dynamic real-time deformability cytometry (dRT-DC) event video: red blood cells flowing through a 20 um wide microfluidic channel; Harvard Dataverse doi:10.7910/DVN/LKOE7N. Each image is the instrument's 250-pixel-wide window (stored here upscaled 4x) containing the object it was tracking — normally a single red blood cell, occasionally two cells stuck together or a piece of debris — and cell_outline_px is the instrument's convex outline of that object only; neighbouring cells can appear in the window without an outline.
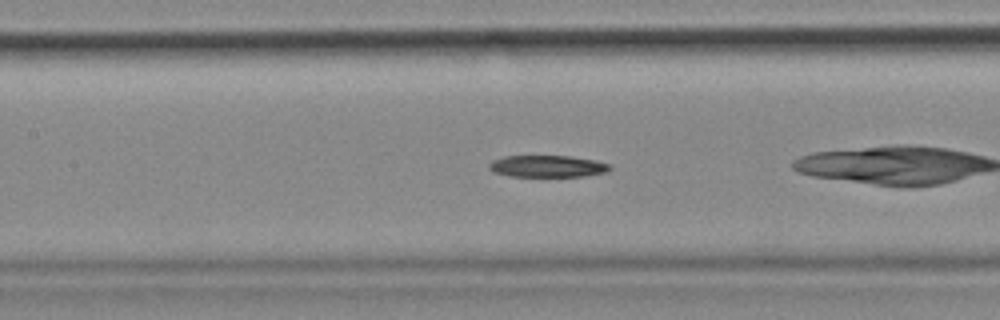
{"species": "common noctule bat (a hibernating species)", "species_latin": "Nyctalus noctula", "temperature_condition": "cold", "stored_images_in_passage": 27, "camera_frame_rate_fps": 3000, "um_per_image_px": 0.085, "animal": {"sex": "female", "body_mass_g": 18.4}, "frame": {"image": 1, "passage_image": 8, "time_ms": 2.333, "image_size_px": [1000, 320], "cell_outline_px": [[612, 168], [604, 172], [584, 176], [508, 176], [492, 172], [488, 168], [488, 164], [492, 160], [504, 156], [572, 156], [596, 160], [612, 164]], "centroid_in_image_um": [46.52, 14.12], "position_along_channel_um": 160.9, "area_um2": 15.49}}